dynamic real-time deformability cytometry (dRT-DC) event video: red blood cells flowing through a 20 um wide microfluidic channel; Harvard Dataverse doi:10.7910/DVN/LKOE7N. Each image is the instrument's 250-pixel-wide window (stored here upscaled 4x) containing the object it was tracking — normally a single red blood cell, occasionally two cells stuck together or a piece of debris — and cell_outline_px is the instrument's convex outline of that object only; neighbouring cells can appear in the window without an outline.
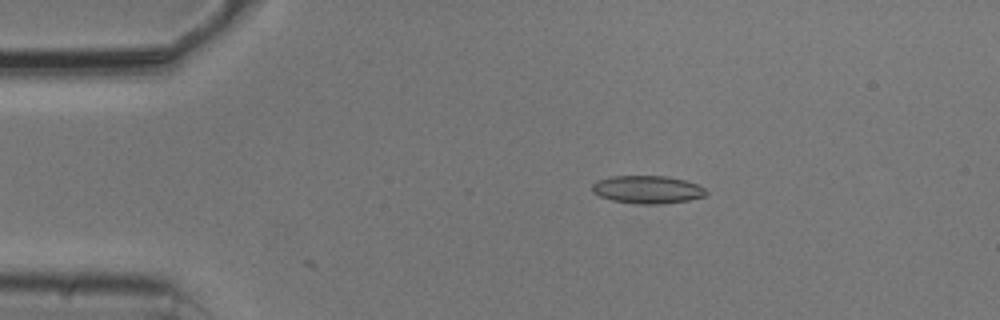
{"species": "common noctule bat (a hibernating species)", "species_latin": "Nyctalus noctula", "temperature_condition": "cold", "stored_images_in_passage": 9, "camera_frame_rate_fps": 3000, "um_per_image_px": 0.085, "animal": {"sex": "male", "body_mass_g": 20.5, "forearm_length_mm": 52.5}, "frame": {"image": 1, "passage_image": 9, "time_ms": 2.667, "image_size_px": [1000, 320], "cell_outline_px": [[708, 192], [704, 196], [688, 200], [660, 204], [640, 204], [612, 200], [600, 196], [592, 192], [592, 184], [596, 180], [612, 176], [664, 176], [684, 180], [696, 184], [704, 188]], "centroid_in_image_um": [55.0, 16.11], "position_along_channel_um": 30.0, "area_um2": 18.38}}